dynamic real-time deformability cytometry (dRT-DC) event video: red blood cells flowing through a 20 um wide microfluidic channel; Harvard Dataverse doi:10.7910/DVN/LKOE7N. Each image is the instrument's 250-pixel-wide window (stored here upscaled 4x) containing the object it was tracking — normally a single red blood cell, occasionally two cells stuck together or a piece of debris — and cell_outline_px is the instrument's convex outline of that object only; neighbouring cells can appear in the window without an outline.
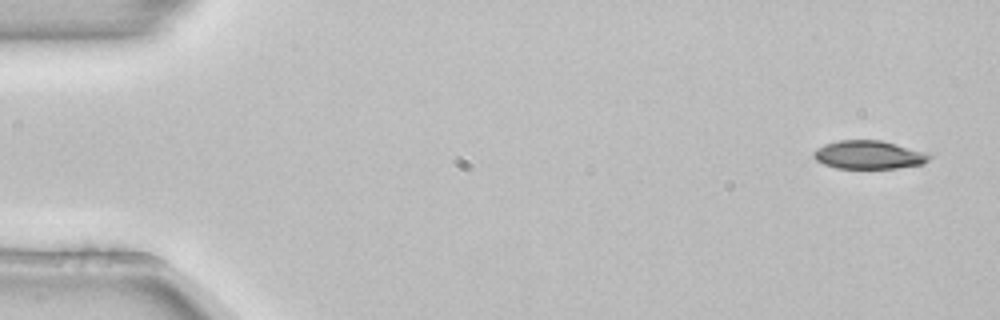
{"species": "common noctule bat (a hibernating species)", "species_latin": "Nyctalus noctula", "temperature_condition": "room temperature", "stored_images_in_passage": 5, "camera_frame_rate_fps": 3000, "um_per_image_px": 0.085, "animal": {"sex": "female", "body_mass_g": 22.7, "forearm_length_mm": 54.2}, "frame": {"image": 1, "passage_image": 1, "time_ms": 0.0, "image_size_px": [1000, 320], "cell_outline_px": [[932, 156], [924, 164], [896, 168], [836, 168], [824, 164], [816, 160], [812, 156], [812, 152], [816, 148], [824, 144], [840, 140], [880, 140], [896, 144], [924, 152]], "centroid_in_image_um": [73.8, 13.16], "position_along_channel_um": 11.2, "area_um2": 19.07}}